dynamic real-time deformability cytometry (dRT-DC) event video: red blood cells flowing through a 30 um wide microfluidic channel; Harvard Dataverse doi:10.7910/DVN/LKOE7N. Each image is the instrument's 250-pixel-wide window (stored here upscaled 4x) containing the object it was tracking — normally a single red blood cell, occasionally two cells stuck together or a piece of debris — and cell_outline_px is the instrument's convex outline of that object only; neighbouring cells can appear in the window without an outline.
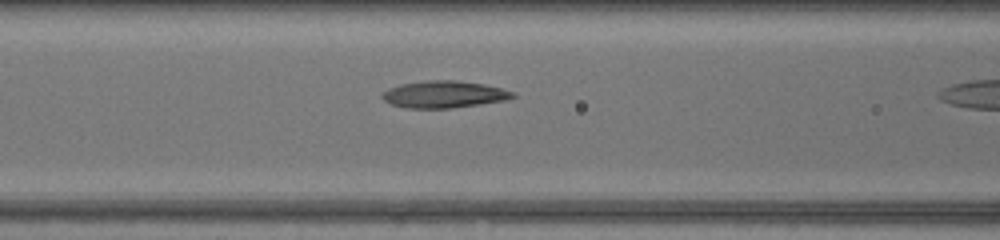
{"species": "common noctule bat (a hibernating species)", "species_latin": "Nyctalus noctula", "temperature_condition": "warm", "stored_images_in_passage": 8, "camera_frame_rate_fps": 3000, "um_per_image_px": 0.085, "animal": {"sex": "female", "body_mass_g": 17.0, "forearm_length_mm": 48.0}, "frame": {"image": 1, "passage_image": 7, "time_ms": 2.0, "image_size_px": [1000, 240], "cell_outline_px": [[516, 96], [504, 100], [448, 108], [408, 108], [392, 104], [384, 100], [380, 96], [388, 88], [400, 84], [428, 80], [456, 80], [484, 84], [516, 92]], "centroid_in_image_um": [37.72, 8.01], "position_along_channel_um": 128.9, "area_um2": 20.29}}